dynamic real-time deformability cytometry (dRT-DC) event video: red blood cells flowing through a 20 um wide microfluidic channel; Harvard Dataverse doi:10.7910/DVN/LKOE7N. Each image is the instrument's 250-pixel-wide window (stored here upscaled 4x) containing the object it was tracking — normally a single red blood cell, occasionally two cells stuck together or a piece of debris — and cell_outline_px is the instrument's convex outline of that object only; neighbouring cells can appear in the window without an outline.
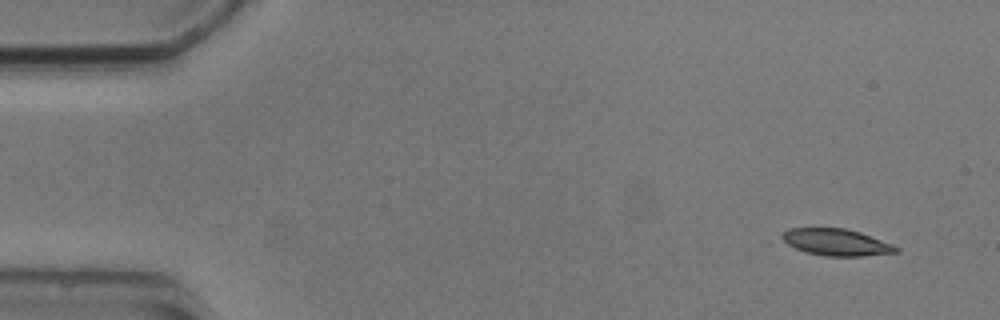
{"species": "common noctule bat (a hibernating species)", "species_latin": "Nyctalus noctula", "temperature_condition": "cold", "stored_images_in_passage": 4, "camera_frame_rate_fps": 3000, "um_per_image_px": 0.085, "animal": {"sex": "male", "body_mass_g": 20.5, "forearm_length_mm": 52.5}, "frame": {"image": 1, "passage_image": 1, "time_ms": 0.0, "image_size_px": [1000, 320], "cell_outline_px": [[900, 252], [864, 256], [824, 256], [808, 252], [796, 248], [788, 244], [780, 236], [788, 228], [844, 228], [860, 232], [892, 244], [900, 248]], "centroid_in_image_um": [71.12, 20.59], "position_along_channel_um": 13.9, "area_um2": 17.69}}
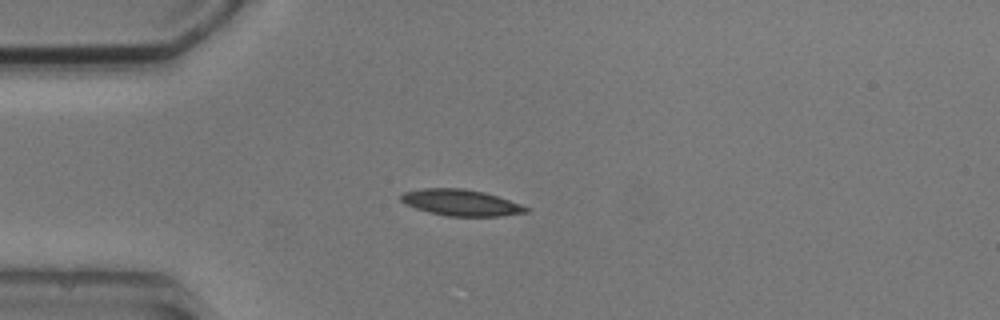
{"frame": {"image": 2, "passage_image": 4, "time_ms": 3.333, "image_size_px": [1000, 320], "cell_outline_px": [[528, 212], [500, 216], [448, 216], [428, 212], [404, 204], [400, 200], [400, 196], [404, 192], [424, 188], [464, 188], [484, 192], [520, 204], [528, 208]], "centroid_in_image_um": [39.14, 17.22], "position_along_channel_um": 45.9, "area_um2": 19.02}}